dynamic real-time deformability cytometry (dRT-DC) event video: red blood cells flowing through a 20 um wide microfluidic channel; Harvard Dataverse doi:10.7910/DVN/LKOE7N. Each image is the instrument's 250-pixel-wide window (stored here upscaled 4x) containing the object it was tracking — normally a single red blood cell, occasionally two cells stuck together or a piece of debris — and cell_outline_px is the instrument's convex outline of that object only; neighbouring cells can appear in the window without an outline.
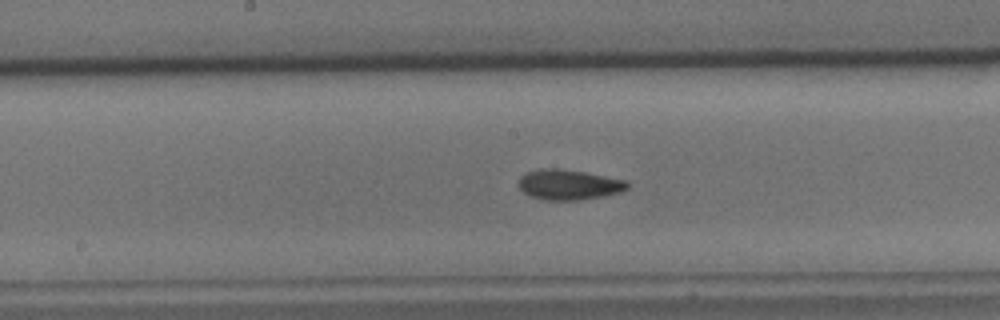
{"species": "common noctule bat (a hibernating species)", "species_latin": "Nyctalus noctula", "temperature_condition": "cold", "stored_images_in_passage": 37, "camera_frame_rate_fps": 3000, "um_per_image_px": 0.085, "animal": {"sex": "male", "body_mass_g": 15.6}, "frame": {"image": 1, "passage_image": 11, "time_ms": 3.333, "image_size_px": [1000, 320], "cell_outline_px": [[628, 188], [620, 192], [604, 196], [580, 200], [544, 200], [528, 196], [520, 188], [520, 176], [528, 172], [540, 168], [560, 168], [584, 172], [628, 180]], "centroid_in_image_um": [48.36, 15.7], "position_along_channel_um": 199.8, "area_um2": 19.25}}
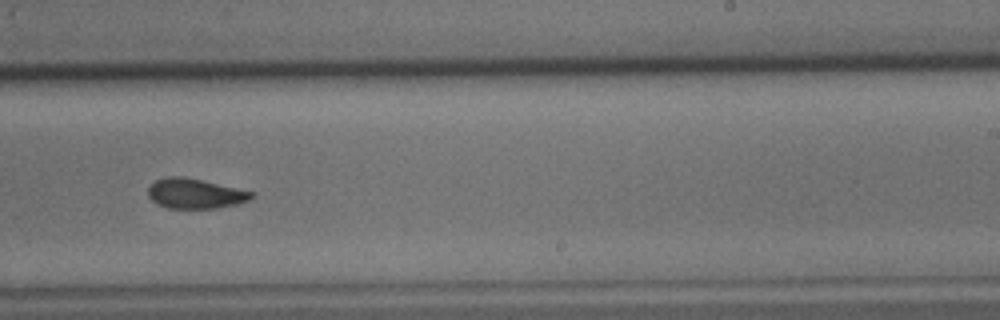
{"frame": {"image": 2, "passage_image": 17, "time_ms": 5.333, "image_size_px": [1000, 320], "cell_outline_px": [[256, 196], [248, 200], [236, 204], [216, 208], [168, 208], [156, 204], [148, 196], [148, 188], [156, 180], [164, 176], [184, 176], [256, 192]], "centroid_in_image_um": [16.59, 16.44], "position_along_channel_um": 272.4, "area_um2": 18.21}}
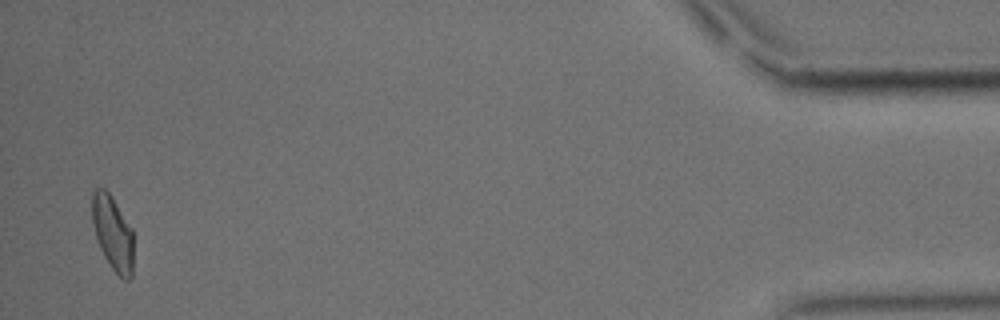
{"frame": {"image": 3, "passage_image": 36, "time_ms": 11.667, "image_size_px": [1000, 320], "cell_outline_px": [[132, 276], [128, 280], [124, 280], [108, 264], [96, 240], [92, 224], [92, 192], [96, 188], [104, 188], [112, 196], [132, 228]], "centroid_in_image_um": [9.56, 19.79], "position_along_channel_um": 425.6, "area_um2": 18.03}}